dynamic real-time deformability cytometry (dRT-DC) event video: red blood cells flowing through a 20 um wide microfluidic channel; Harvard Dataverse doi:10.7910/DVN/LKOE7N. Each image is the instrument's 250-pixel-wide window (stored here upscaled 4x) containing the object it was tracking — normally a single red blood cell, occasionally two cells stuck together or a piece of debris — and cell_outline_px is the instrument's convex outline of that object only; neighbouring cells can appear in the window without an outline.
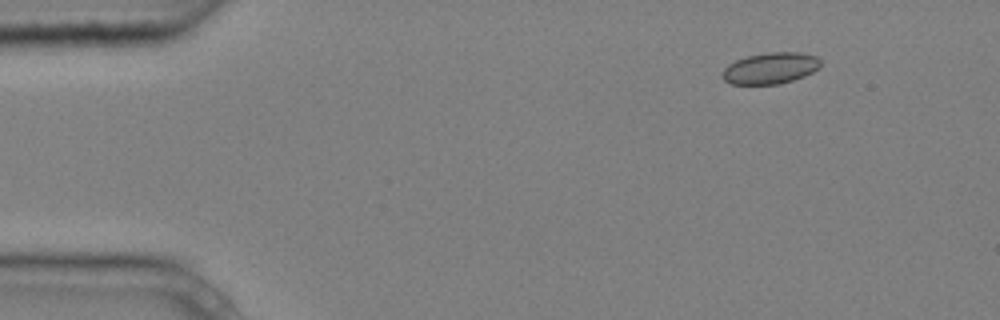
{"species": "common noctule bat (a hibernating species)", "species_latin": "Nyctalus noctula", "temperature_condition": "cold", "stored_images_in_passage": 4, "camera_frame_rate_fps": 3000, "um_per_image_px": 0.085, "animal": {"sex": "male", "body_mass_g": 20.4}, "frame": {"image": 1, "passage_image": 1, "time_ms": 0.0, "image_size_px": [1000, 320], "cell_outline_px": [[820, 68], [804, 76], [780, 84], [732, 84], [724, 80], [720, 76], [720, 72], [728, 64], [736, 60], [748, 56], [768, 52], [800, 52], [816, 56], [820, 60]], "centroid_in_image_um": [65.46, 5.8], "position_along_channel_um": 19.5, "area_um2": 18.03}}